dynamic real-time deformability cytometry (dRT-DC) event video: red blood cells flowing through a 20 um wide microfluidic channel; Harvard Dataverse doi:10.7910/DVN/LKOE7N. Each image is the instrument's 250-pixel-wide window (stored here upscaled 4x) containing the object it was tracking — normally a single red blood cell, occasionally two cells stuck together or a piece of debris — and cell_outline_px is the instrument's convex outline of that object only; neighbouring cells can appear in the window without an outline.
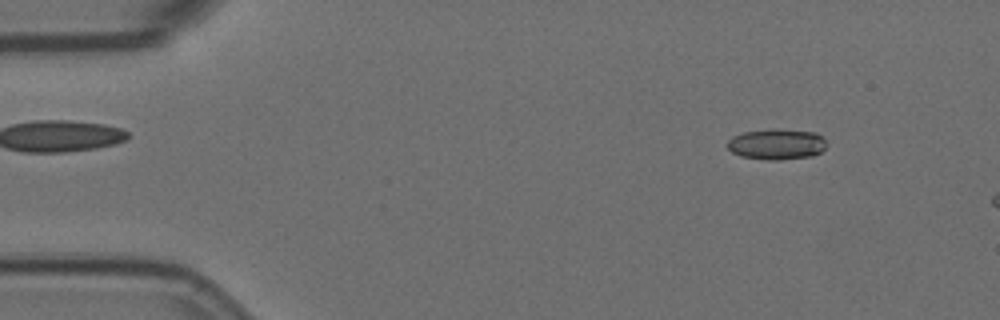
{"species": "Egyptian fruit bat (a non-hibernating species)", "species_latin": "Rousettus aegyptiacus", "temperature_condition": "room temperature", "stored_images_in_passage": 3, "camera_frame_rate_fps": 3000, "um_per_image_px": 0.085, "animal": {"sex": "female"}, "frame": {"image": 1, "passage_image": 1, "time_ms": 0.0, "image_size_px": [1000, 320], "cell_outline_px": [[824, 148], [820, 152], [812, 156], [780, 160], [768, 160], [740, 156], [732, 152], [728, 148], [728, 140], [732, 136], [744, 132], [816, 132], [824, 140]], "centroid_in_image_um": [65.98, 12.32], "position_along_channel_um": 19.0, "area_um2": 16.7}}